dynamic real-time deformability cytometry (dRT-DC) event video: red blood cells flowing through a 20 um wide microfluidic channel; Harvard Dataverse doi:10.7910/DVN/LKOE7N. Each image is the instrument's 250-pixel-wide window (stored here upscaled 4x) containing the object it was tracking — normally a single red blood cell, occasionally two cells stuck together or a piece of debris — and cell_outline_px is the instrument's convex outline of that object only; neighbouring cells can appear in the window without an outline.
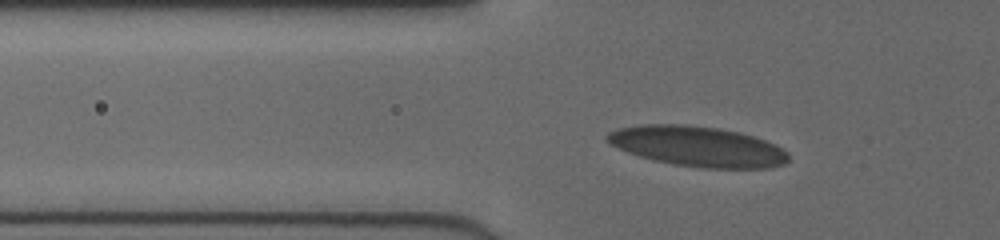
{"species": "human", "species_latin": "Homo sapiens", "temperature_condition": "cold", "stored_images_in_passage": 37, "camera_frame_rate_fps": 3000, "um_per_image_px": 0.085, "donor": {"sex": "female"}, "frame": {"image": 1, "passage_image": 10, "time_ms": 3.0, "image_size_px": [1000, 240], "cell_outline_px": [[788, 160], [784, 164], [772, 168], [704, 168], [672, 164], [652, 160], [628, 152], [604, 140], [604, 136], [608, 132], [620, 128], [640, 124], [684, 124], [716, 128], [740, 132], [776, 144], [784, 148], [788, 152]], "centroid_in_image_um": [59.31, 12.44], "position_along_channel_um": 66.5, "area_um2": 42.66}}
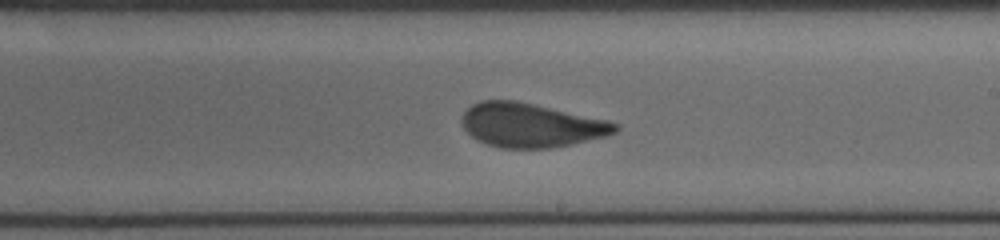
{"frame": {"image": 2, "passage_image": 24, "time_ms": 7.667, "image_size_px": [1000, 240], "cell_outline_px": [[620, 128], [616, 132], [608, 136], [572, 144], [548, 148], [500, 148], [476, 140], [464, 128], [460, 120], [464, 112], [472, 104], [480, 100], [516, 100], [608, 120], [620, 124]], "centroid_in_image_um": [45.15, 10.64], "position_along_channel_um": 243.9, "area_um2": 39.54}}
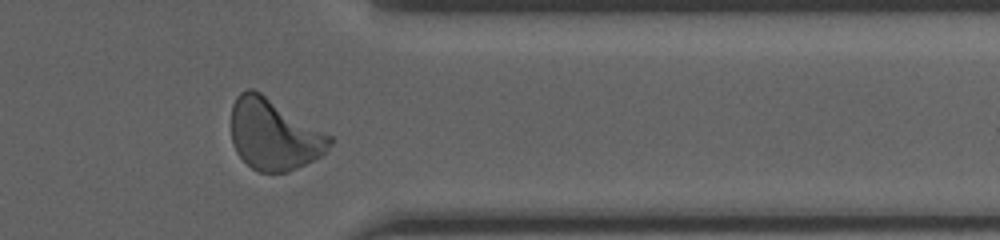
{"frame": {"image": 3, "passage_image": 35, "time_ms": 11.333, "image_size_px": [1000, 240], "cell_outline_px": [[336, 140], [320, 156], [288, 172], [260, 172], [252, 168], [236, 152], [232, 144], [232, 104], [236, 96], [240, 92], [248, 88], [252, 88], [260, 92], [332, 136]], "centroid_in_image_um": [23.27, 11.43], "position_along_channel_um": 388.1, "area_um2": 40.58}, "authors_computed_cell_mechanics": {"area_um2": 40.3444, "velocity_mm_per_s": 4.0207, "shape_relaxation_time_tau1_ms": 8.1661, "shape_relaxation_time_tau2_ms": 0.7645, "deformation_change_tau1": 0.2104, "deformation_change_tau2": 0.0596}}